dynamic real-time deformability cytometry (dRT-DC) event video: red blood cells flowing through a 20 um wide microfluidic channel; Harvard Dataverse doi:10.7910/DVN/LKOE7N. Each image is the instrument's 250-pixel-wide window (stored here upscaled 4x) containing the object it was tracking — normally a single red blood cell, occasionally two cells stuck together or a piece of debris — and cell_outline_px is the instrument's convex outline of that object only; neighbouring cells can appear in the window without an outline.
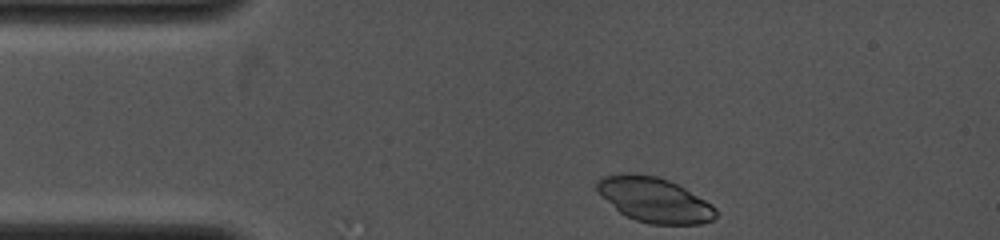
{"species": "common noctule bat (a hibernating species)", "species_latin": "Nyctalus noctula", "temperature_condition": "cold", "stored_images_in_passage": 6, "camera_frame_rate_fps": 4000, "um_per_image_px": 0.085, "animal": {"sex": "female", "body_mass_g": 19.0, "forearm_length_mm": 53.3}, "frame": {"image": 1, "passage_image": 1, "time_ms": 0.0, "image_size_px": [1000, 240], "cell_outline_px": [[716, 216], [712, 220], [700, 224], [652, 224], [636, 220], [620, 212], [596, 188], [596, 184], [604, 176], [628, 172], [632, 172], [656, 176], [668, 180], [684, 188], [712, 204], [716, 208]], "centroid_in_image_um": [55.66, 16.98], "position_along_channel_um": 29.3, "area_um2": 30.52}}